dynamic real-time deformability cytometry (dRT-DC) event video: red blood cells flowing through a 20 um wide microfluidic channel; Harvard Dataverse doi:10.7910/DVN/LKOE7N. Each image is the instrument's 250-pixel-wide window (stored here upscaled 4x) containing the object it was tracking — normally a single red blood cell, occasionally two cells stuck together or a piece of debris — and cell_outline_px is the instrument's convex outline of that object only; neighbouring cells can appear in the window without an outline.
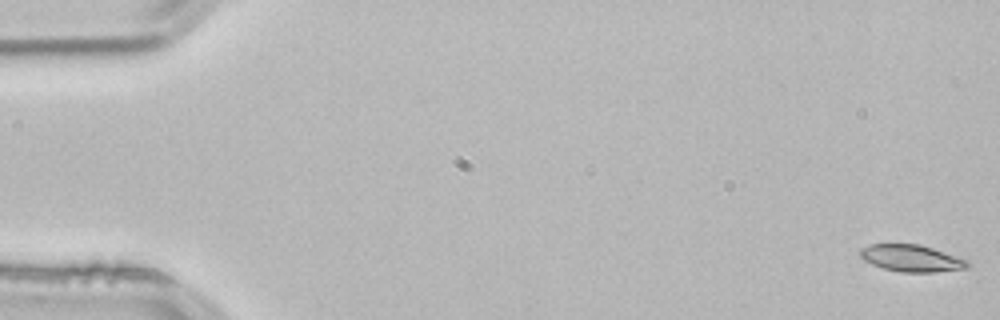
{"species": "common noctule bat (a hibernating species)", "species_latin": "Nyctalus noctula", "temperature_condition": "room temperature", "stored_images_in_passage": 54, "camera_frame_rate_fps": 3000, "um_per_image_px": 0.085, "animal": {"sex": "male", "body_mass_g": 21.5, "forearm_length_mm": 52.0}, "frame": {"image": 1, "passage_image": 1, "time_ms": 0.0, "image_size_px": [1000, 320], "cell_outline_px": [[972, 264], [968, 268], [936, 272], [900, 272], [884, 268], [872, 264], [864, 260], [860, 256], [860, 248], [868, 244], [920, 244], [968, 260]], "centroid_in_image_um": [77.49, 21.95], "position_along_channel_um": 7.5, "area_um2": 16.88}}
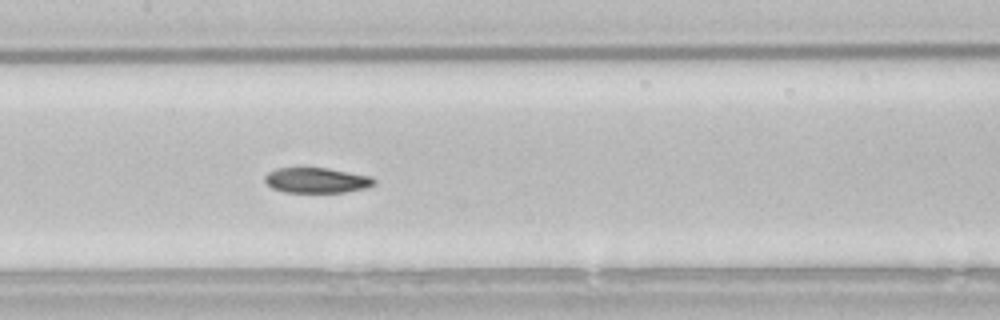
{"frame": {"image": 2, "passage_image": 26, "time_ms": 8.333, "image_size_px": [1000, 320], "cell_outline_px": [[376, 184], [364, 188], [344, 192], [284, 192], [272, 188], [264, 180], [264, 176], [268, 172], [276, 168], [328, 168], [372, 176], [376, 180]], "centroid_in_image_um": [26.92, 15.32], "position_along_channel_um": 180.5, "area_um2": 16.13}}
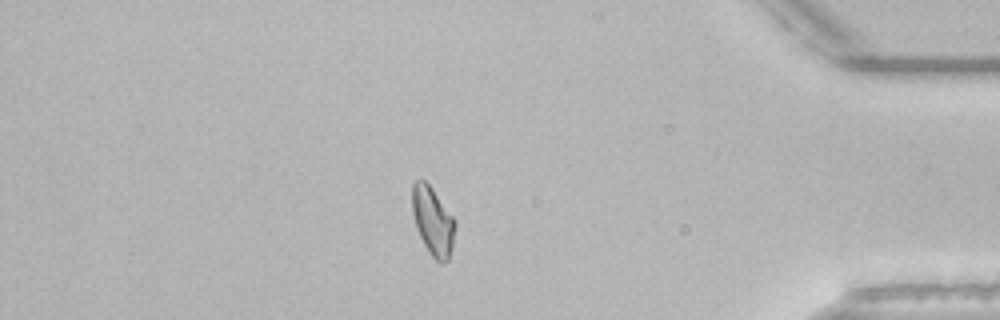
{"frame": {"image": 3, "passage_image": 46, "time_ms": 15.0, "image_size_px": [1000, 320], "cell_outline_px": [[456, 228], [448, 260], [444, 264], [440, 264], [428, 252], [416, 228], [412, 212], [412, 184], [416, 180], [424, 180], [432, 188], [456, 220]], "centroid_in_image_um": [36.79, 18.8], "position_along_channel_um": 398.4, "area_um2": 17.17}, "authors_computed_cell_mechanics": {"area_um2": 17.0221, "velocity_mm_per_s": 3.834, "shape_relaxation_time_tau1_ms": 7.5974, "shape_relaxation_time_tau2_ms": 5.7105, "deformation_change_tau1": 0.175, "deformation_change_tau2": 0.1047}}